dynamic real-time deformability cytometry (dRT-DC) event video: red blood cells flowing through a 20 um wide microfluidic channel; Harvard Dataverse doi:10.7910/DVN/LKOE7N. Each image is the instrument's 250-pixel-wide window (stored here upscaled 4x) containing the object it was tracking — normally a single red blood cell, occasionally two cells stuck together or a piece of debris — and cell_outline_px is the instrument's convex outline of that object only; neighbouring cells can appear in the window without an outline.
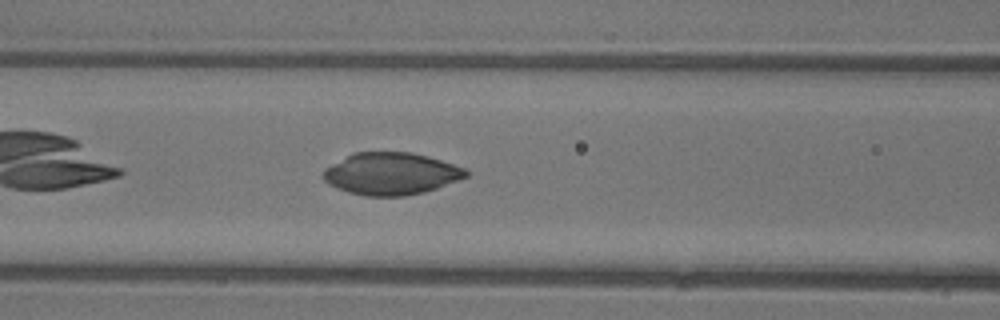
{"species": "common noctule bat (a hibernating species)", "species_latin": "Nyctalus noctula", "temperature_condition": "warm", "stored_images_in_passage": 46, "camera_frame_rate_fps": 3000, "um_per_image_px": 0.085, "animal": {"sex": "female"}, "frame": {"image": 1, "passage_image": 19, "time_ms": 6.0, "image_size_px": [1000, 320], "cell_outline_px": [[468, 176], [436, 188], [424, 192], [404, 196], [364, 196], [348, 192], [336, 188], [328, 184], [324, 180], [324, 168], [352, 152], [412, 152], [428, 156], [464, 168], [468, 172]], "centroid_in_image_um": [33.2, 14.76], "position_along_channel_um": 133.4, "area_um2": 35.03}}
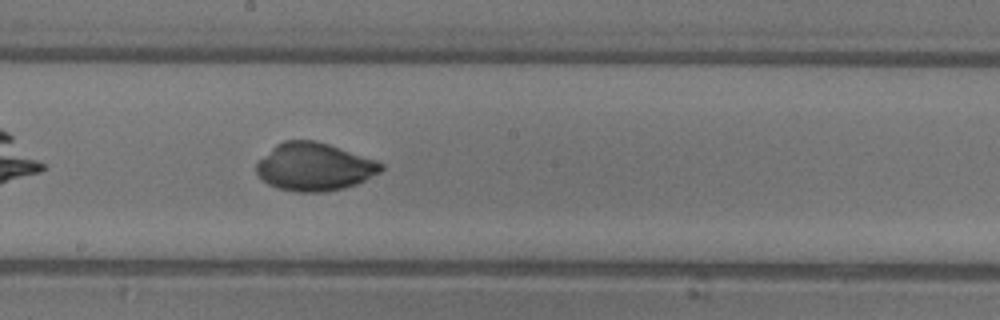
{"frame": {"image": 2, "passage_image": 25, "time_ms": 8.0, "image_size_px": [1000, 320], "cell_outline_px": [[384, 168], [380, 172], [356, 184], [344, 188], [324, 192], [296, 192], [276, 188], [268, 184], [256, 172], [256, 164], [276, 144], [284, 140], [316, 140], [376, 160], [384, 164]], "centroid_in_image_um": [26.72, 14.18], "position_along_channel_um": 221.5, "area_um2": 34.62}}
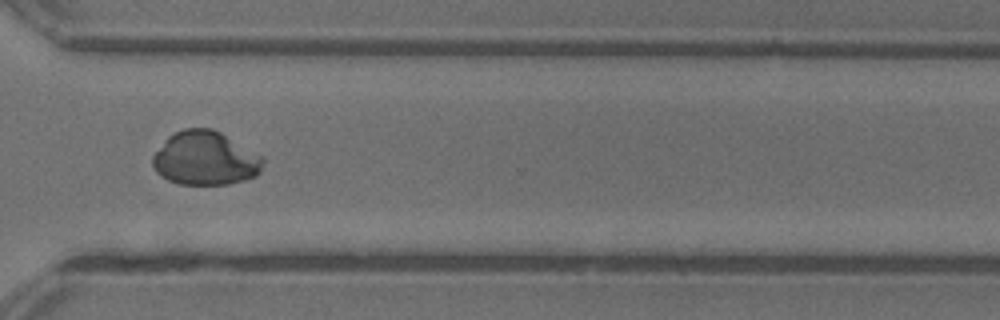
{"frame": {"image": 3, "passage_image": 34, "time_ms": 11.0, "image_size_px": [1000, 320], "cell_outline_px": [[264, 164], [260, 172], [256, 176], [244, 180], [228, 184], [180, 184], [168, 180], [160, 176], [156, 172], [152, 164], [152, 156], [168, 136], [184, 128], [212, 128], [220, 132], [264, 156]], "centroid_in_image_um": [17.46, 13.46], "position_along_channel_um": 353.1, "area_um2": 34.8}}